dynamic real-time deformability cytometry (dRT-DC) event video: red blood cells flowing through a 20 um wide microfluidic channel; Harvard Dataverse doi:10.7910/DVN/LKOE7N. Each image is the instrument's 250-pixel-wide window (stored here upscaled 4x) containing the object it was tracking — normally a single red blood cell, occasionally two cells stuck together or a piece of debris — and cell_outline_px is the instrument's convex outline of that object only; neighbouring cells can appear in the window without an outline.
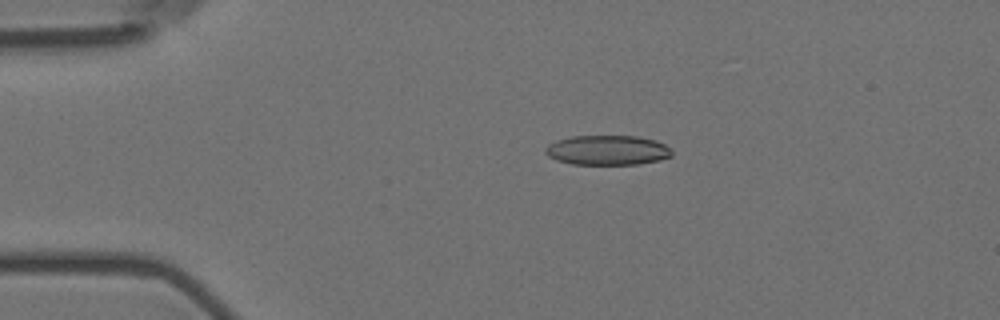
{"species": "Egyptian fruit bat (a non-hibernating species)", "species_latin": "Rousettus aegyptiacus", "temperature_condition": "room temperature", "stored_images_in_passage": 53, "camera_frame_rate_fps": 3000, "um_per_image_px": 0.085, "animal": {"sex": "female"}, "frame": {"image": 1, "passage_image": 11, "time_ms": 3.333, "image_size_px": [1000, 320], "cell_outline_px": [[672, 156], [660, 160], [640, 164], [572, 164], [556, 160], [548, 156], [544, 152], [544, 148], [548, 144], [556, 140], [572, 136], [636, 136], [656, 140], [664, 144], [672, 152]], "centroid_in_image_um": [51.61, 12.76], "position_along_channel_um": 33.4, "area_um2": 22.02}}
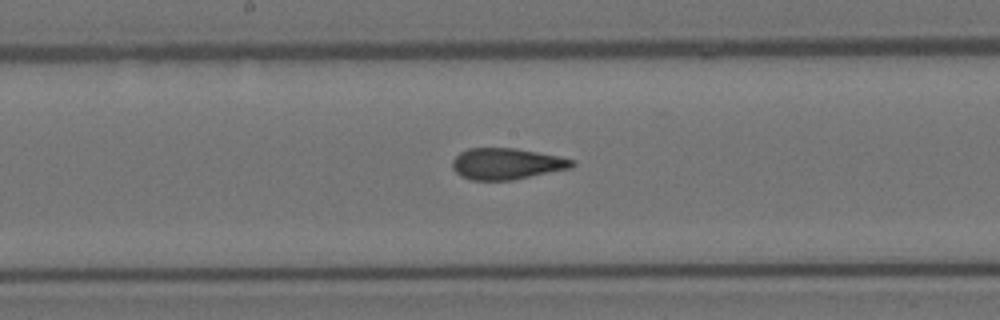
{"frame": {"image": 2, "passage_image": 29, "time_ms": 9.333, "image_size_px": [1000, 320], "cell_outline_px": [[576, 164], [572, 168], [512, 180], [472, 180], [460, 176], [452, 168], [452, 160], [460, 152], [468, 148], [516, 148], [560, 156], [576, 160]], "centroid_in_image_um": [43.08, 13.92], "position_along_channel_um": 205.1, "area_um2": 22.02}}
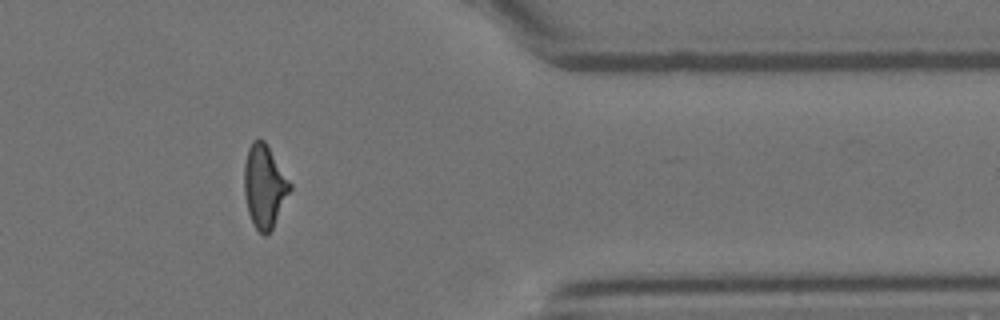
{"frame": {"image": 3, "passage_image": 46, "time_ms": 15.0, "image_size_px": [1000, 320], "cell_outline_px": [[292, 188], [272, 228], [264, 236], [252, 224], [248, 212], [244, 196], [244, 164], [248, 148], [252, 140], [264, 140], [292, 184]], "centroid_in_image_um": [22.46, 15.83], "position_along_channel_um": 388.9, "area_um2": 22.02}}